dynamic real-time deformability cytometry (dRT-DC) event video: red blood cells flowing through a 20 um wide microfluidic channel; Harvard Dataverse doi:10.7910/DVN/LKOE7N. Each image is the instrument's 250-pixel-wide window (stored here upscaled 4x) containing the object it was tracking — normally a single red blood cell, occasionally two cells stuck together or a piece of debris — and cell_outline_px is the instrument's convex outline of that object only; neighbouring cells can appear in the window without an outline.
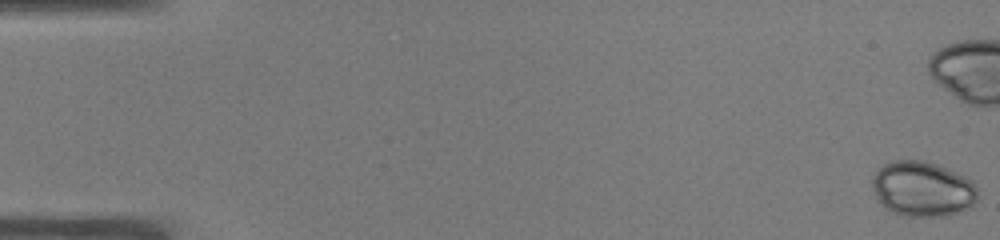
{"species": "common noctule bat (a hibernating species)", "species_latin": "Nyctalus noctula", "temperature_condition": "warm", "stored_images_in_passage": 42, "camera_frame_rate_fps": 3000, "um_per_image_px": 0.085, "animal": {"sex": "male", "body_mass_g": 19.0, "forearm_length_mm": 50.8}, "frame": {"image": 1, "passage_image": 1, "time_ms": 0.0, "image_size_px": [1000, 240], "cell_outline_px": [[976, 200], [972, 208], [940, 216], [908, 216], [896, 212], [888, 208], [876, 196], [872, 188], [872, 176], [884, 164], [896, 160], [924, 160], [936, 164], [964, 176], [972, 180], [976, 188]], "centroid_in_image_um": [78.43, 16.04], "position_along_channel_um": 6.6, "area_um2": 33.41}}
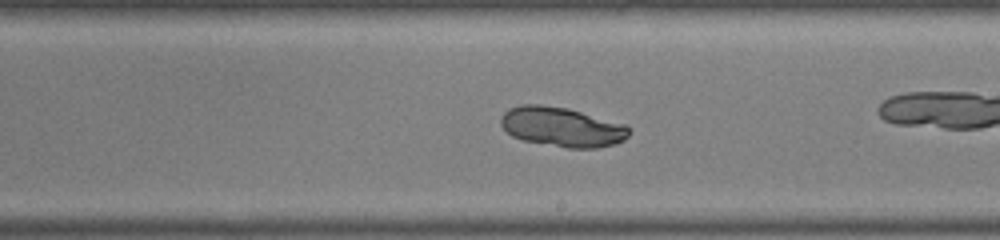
{"frame": {"image": 2, "passage_image": 31, "time_ms": 10.0, "image_size_px": [1000, 240], "cell_outline_px": [[632, 132], [624, 140], [616, 144], [596, 148], [568, 148], [524, 140], [512, 136], [500, 124], [500, 116], [508, 108], [520, 104], [540, 104], [568, 108], [628, 124], [632, 128]], "centroid_in_image_um": [47.82, 10.78], "position_along_channel_um": 241.2, "area_um2": 30.06}}
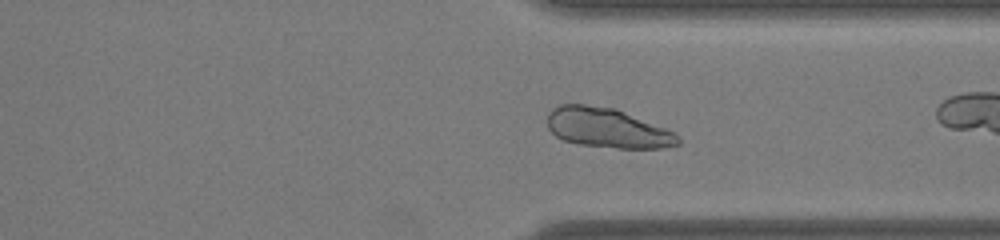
{"frame": {"image": 3, "passage_image": 40, "time_ms": 13.0, "image_size_px": [1000, 240], "cell_outline_px": [[680, 144], [664, 148], [616, 148], [580, 144], [564, 140], [556, 136], [548, 128], [548, 112], [552, 108], [560, 104], [584, 104], [616, 108], [668, 128], [676, 132], [680, 136]], "centroid_in_image_um": [51.68, 10.87], "position_along_channel_um": 359.7, "area_um2": 30.63}}